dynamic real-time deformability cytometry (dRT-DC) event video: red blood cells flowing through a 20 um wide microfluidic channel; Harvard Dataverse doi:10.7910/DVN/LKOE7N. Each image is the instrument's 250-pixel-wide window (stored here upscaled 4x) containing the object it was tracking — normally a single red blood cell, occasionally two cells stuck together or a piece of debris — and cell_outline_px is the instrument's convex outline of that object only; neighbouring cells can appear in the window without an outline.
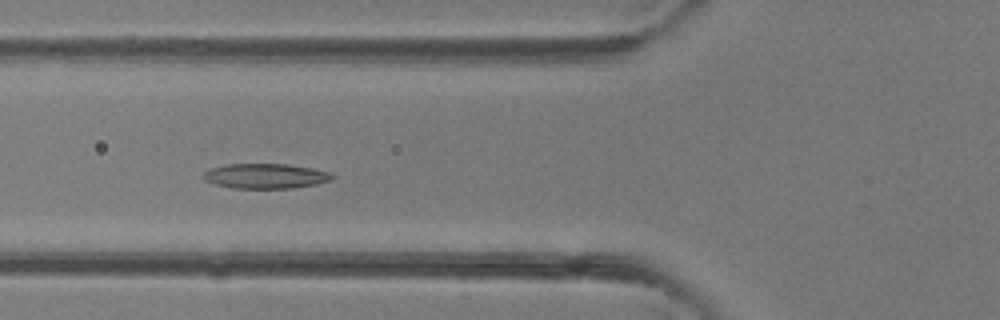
{"species": "common noctule bat (a hibernating species)", "species_latin": "Nyctalus noctula", "temperature_condition": "room temperature", "stored_images_in_passage": 41, "camera_frame_rate_fps": 3000, "um_per_image_px": 0.085, "animal": {"sex": "female"}, "frame": {"image": 1, "passage_image": 16, "time_ms": 5.0, "image_size_px": [1000, 320], "cell_outline_px": [[336, 176], [332, 180], [316, 184], [292, 188], [232, 188], [216, 184], [204, 180], [200, 176], [204, 172], [212, 168], [228, 164], [288, 164], [312, 168], [328, 172]], "centroid_in_image_um": [22.57, 14.96], "position_along_channel_um": 103.2, "area_um2": 18.73}}
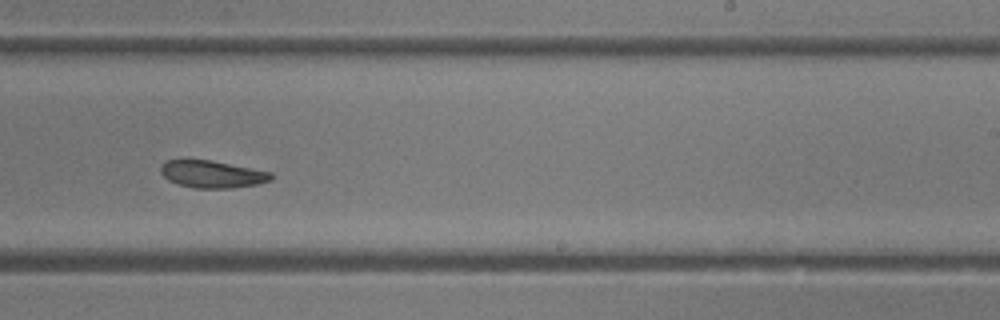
{"frame": {"image": 2, "passage_image": 26, "time_ms": 8.333, "image_size_px": [1000, 320], "cell_outline_px": [[272, 180], [256, 184], [232, 188], [196, 188], [180, 184], [168, 180], [160, 172], [160, 164], [168, 160], [212, 160], [272, 172]], "centroid_in_image_um": [18.03, 14.8], "position_along_channel_um": 271.0, "area_um2": 17.46}}
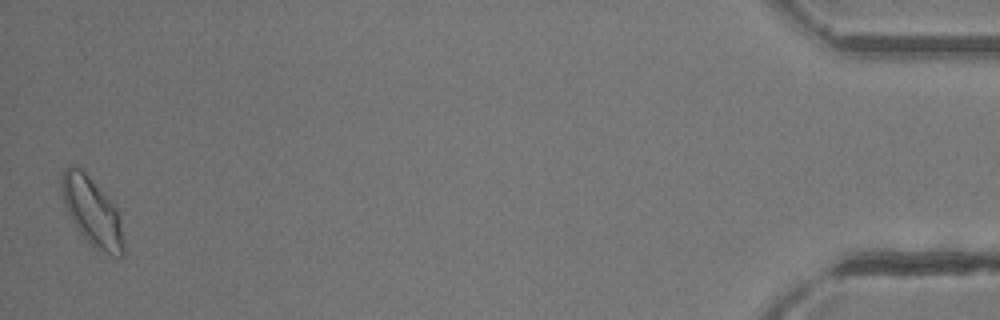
{"frame": {"image": 3, "passage_image": 41, "time_ms": 13.333, "image_size_px": [1000, 320], "cell_outline_px": [[124, 256], [112, 256], [100, 252], [76, 228], [64, 204], [60, 188], [60, 180], [64, 168], [68, 164], [72, 164], [84, 168], [116, 208], [120, 220], [124, 244]], "centroid_in_image_um": [7.8, 17.93], "position_along_channel_um": 427.4, "area_um2": 24.91}}